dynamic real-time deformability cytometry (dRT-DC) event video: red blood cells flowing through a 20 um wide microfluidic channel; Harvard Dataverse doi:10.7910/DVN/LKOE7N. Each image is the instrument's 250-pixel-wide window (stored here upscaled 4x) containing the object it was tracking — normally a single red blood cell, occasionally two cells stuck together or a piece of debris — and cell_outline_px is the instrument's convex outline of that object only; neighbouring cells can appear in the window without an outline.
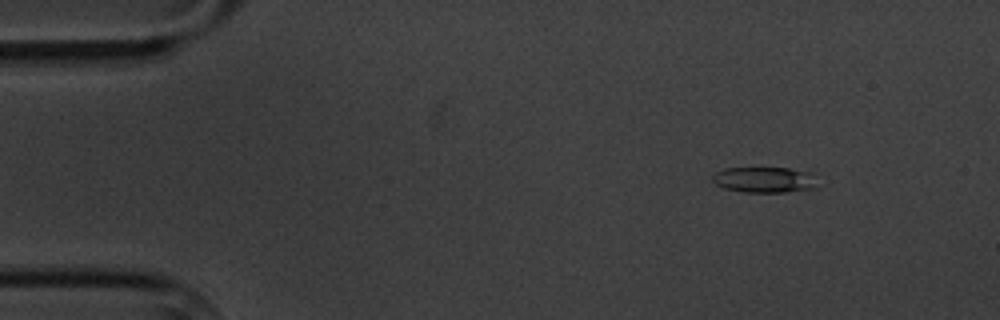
{"species": "common noctule bat (a hibernating species)", "species_latin": "Nyctalus noctula", "temperature_condition": "cold", "stored_images_in_passage": 6, "camera_frame_rate_fps": 3000, "um_per_image_px": 0.085, "animal": {"sex": "male", "body_mass_g": 20.1, "forearm_length_mm": 53.5}, "frame": {"image": 1, "passage_image": 2, "time_ms": 1.333, "image_size_px": [1000, 320], "cell_outline_px": [[816, 188], [784, 192], [744, 192], [724, 188], [716, 184], [712, 180], [712, 176], [716, 172], [728, 168], [788, 168], [808, 172]], "centroid_in_image_um": [64.9, 15.28], "position_along_channel_um": 20.1, "area_um2": 15.32}}
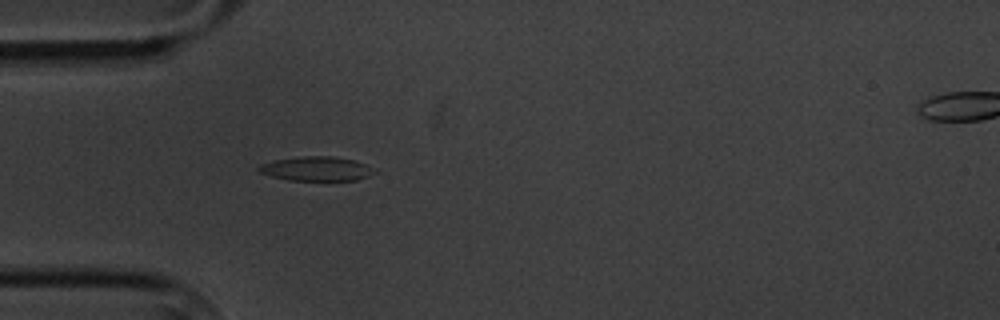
{"frame": {"image": 2, "passage_image": 5, "time_ms": 4.667, "image_size_px": [1000, 320], "cell_outline_px": [[376, 172], [368, 176], [356, 180], [288, 180], [272, 176], [260, 172], [256, 168], [260, 164], [276, 160], [300, 156], [332, 156], [356, 160], [364, 164]], "centroid_in_image_um": [26.87, 14.34], "position_along_channel_um": 58.1, "area_um2": 16.18}}